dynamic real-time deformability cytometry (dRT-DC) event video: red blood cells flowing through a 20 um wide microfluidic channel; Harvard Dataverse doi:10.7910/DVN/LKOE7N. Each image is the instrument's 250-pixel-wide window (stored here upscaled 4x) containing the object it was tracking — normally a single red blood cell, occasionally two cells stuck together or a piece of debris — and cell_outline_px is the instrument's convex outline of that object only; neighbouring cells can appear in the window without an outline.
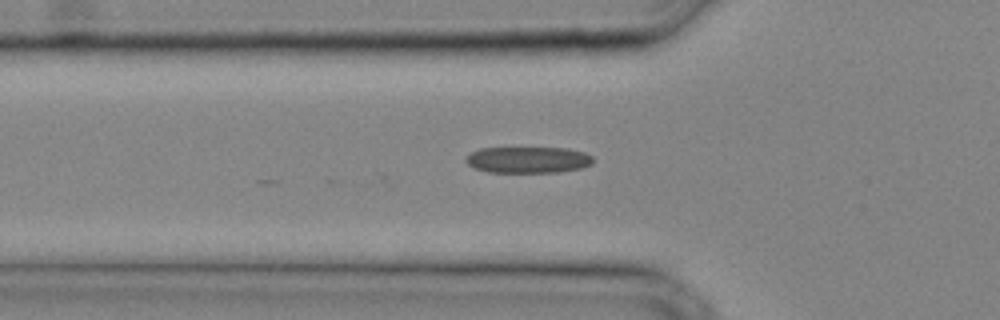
{"species": "common noctule bat (a hibernating species)", "species_latin": "Nyctalus noctula", "temperature_condition": "cold", "stored_images_in_passage": 23, "camera_frame_rate_fps": 3000, "um_per_image_px": 0.085, "animal": {"sex": "male", "body_mass_g": 20.4}, "frame": {"image": 1, "passage_image": 4, "time_ms": 1.0, "image_size_px": [1000, 320], "cell_outline_px": [[592, 164], [580, 168], [560, 172], [488, 172], [476, 168], [468, 164], [464, 160], [472, 152], [480, 148], [568, 148], [584, 152], [592, 156]], "centroid_in_image_um": [44.9, 13.58], "position_along_channel_um": 80.9, "area_um2": 19.42}}
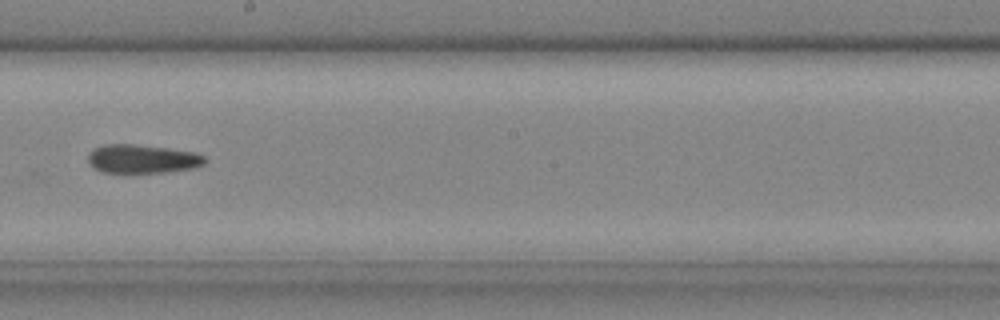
{"frame": {"image": 2, "passage_image": 12, "time_ms": 3.667, "image_size_px": [1000, 320], "cell_outline_px": [[208, 160], [204, 164], [196, 168], [168, 172], [104, 172], [88, 164], [88, 152], [92, 148], [104, 144], [132, 144], [164, 148], [192, 152], [204, 156]], "centroid_in_image_um": [12.08, 13.5], "position_along_channel_um": 236.1, "area_um2": 19.48}}